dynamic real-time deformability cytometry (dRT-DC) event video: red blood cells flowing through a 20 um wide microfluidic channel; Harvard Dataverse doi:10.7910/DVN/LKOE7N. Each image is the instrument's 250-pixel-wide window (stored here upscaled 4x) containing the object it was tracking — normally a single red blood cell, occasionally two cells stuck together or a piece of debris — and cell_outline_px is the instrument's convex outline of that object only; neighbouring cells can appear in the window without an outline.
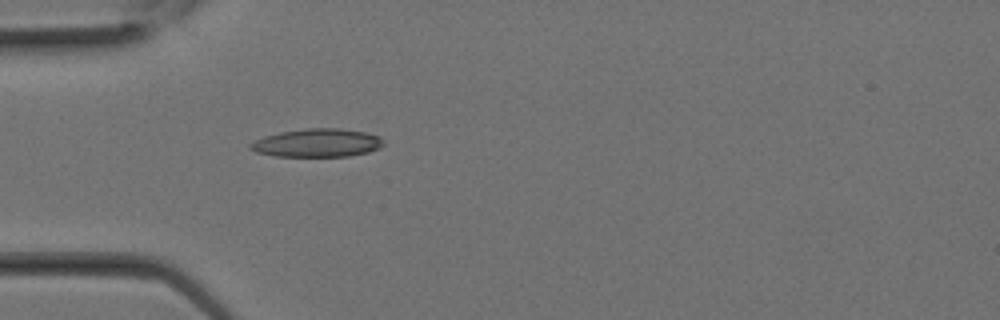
{"species": "Egyptian fruit bat (a non-hibernating species)", "species_latin": "Rousettus aegyptiacus", "temperature_condition": "room temperature", "stored_images_in_passage": 13, "camera_frame_rate_fps": 3000, "um_per_image_px": 0.085, "animal": {"sex": "female"}, "frame": {"image": 1, "passage_image": 8, "time_ms": 2.333, "image_size_px": [1000, 320], "cell_outline_px": [[388, 144], [368, 152], [348, 156], [276, 156], [256, 152], [248, 148], [248, 144], [264, 136], [280, 132], [308, 128], [340, 128], [364, 132], [380, 136]], "centroid_in_image_um": [26.99, 12.14], "position_along_channel_um": 58.0, "area_um2": 22.02}}
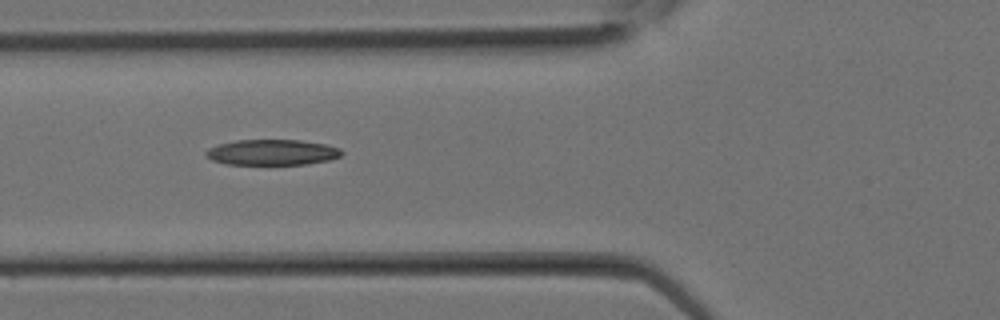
{"frame": {"image": 2, "passage_image": 10, "time_ms": 3.0, "image_size_px": [1000, 320], "cell_outline_px": [[344, 152], [340, 156], [328, 160], [304, 164], [228, 164], [212, 160], [204, 152], [208, 148], [220, 144], [236, 140], [300, 140], [324, 144], [340, 148]], "centroid_in_image_um": [23.14, 12.94], "position_along_channel_um": 102.7, "area_um2": 20.06}}
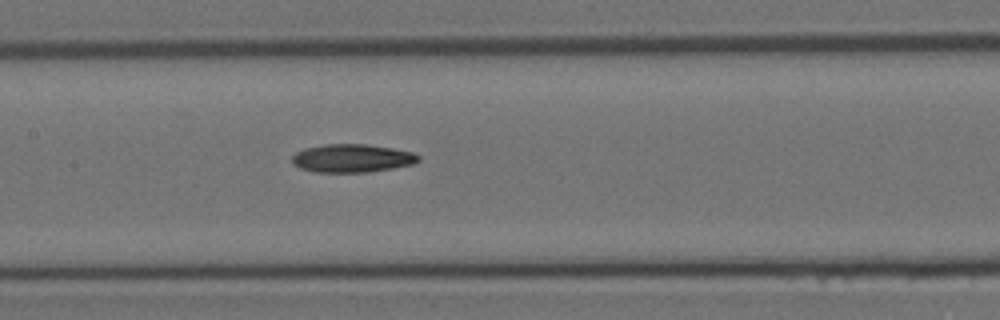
{"frame": {"image": 3, "passage_image": 13, "time_ms": 4.0, "image_size_px": [1000, 320], "cell_outline_px": [[420, 160], [412, 164], [392, 168], [368, 172], [316, 172], [300, 168], [292, 164], [292, 156], [296, 152], [304, 148], [324, 144], [364, 144], [392, 148], [412, 152], [420, 156]], "centroid_in_image_um": [29.9, 13.45], "position_along_channel_um": 177.5, "area_um2": 20.75}}